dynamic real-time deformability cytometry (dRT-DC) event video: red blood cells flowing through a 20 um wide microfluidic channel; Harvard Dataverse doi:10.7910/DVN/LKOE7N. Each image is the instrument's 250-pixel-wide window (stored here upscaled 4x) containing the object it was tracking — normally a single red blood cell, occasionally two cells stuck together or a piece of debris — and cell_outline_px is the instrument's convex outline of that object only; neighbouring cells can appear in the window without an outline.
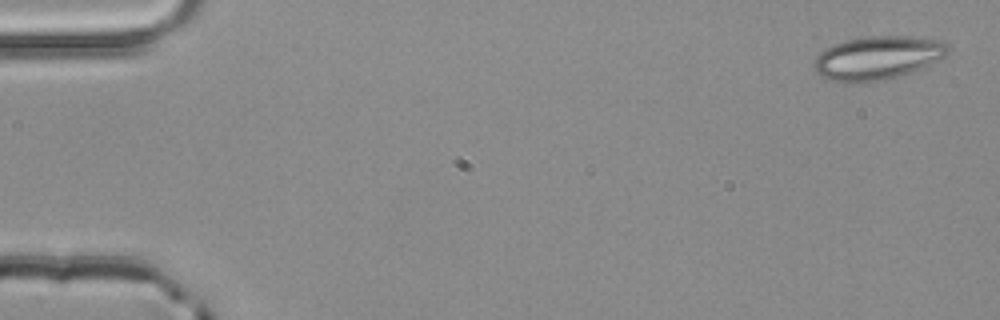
{"species": "common noctule bat (a hibernating species)", "species_latin": "Nyctalus noctula", "temperature_condition": "room temperature", "stored_images_in_passage": 5, "camera_frame_rate_fps": 3000, "um_per_image_px": 0.085, "animal": {"sex": "male", "body_mass_g": 20.4}, "frame": {"image": 1, "passage_image": 1, "time_ms": 0.0, "image_size_px": [1000, 320], "cell_outline_px": [[952, 48], [944, 56], [928, 68], [900, 76], [868, 84], [860, 84], [828, 80], [820, 76], [812, 68], [812, 64], [816, 56], [824, 48], [832, 44], [848, 40], [868, 36], [920, 36], [940, 40], [948, 44]], "centroid_in_image_um": [74.62, 4.94], "position_along_channel_um": 10.4, "area_um2": 35.2}}